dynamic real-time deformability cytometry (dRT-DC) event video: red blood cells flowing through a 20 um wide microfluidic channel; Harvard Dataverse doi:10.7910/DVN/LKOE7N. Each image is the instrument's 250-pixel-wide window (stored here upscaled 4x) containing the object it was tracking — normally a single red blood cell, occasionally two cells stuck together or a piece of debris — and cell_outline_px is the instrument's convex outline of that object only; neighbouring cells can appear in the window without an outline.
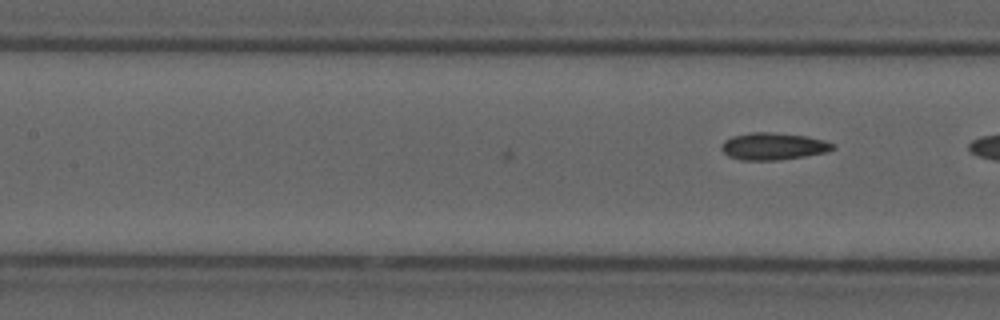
{"species": "common noctule bat (a hibernating species)", "species_latin": "Nyctalus noctula", "temperature_condition": "cold", "stored_images_in_passage": 8, "camera_frame_rate_fps": 3000, "um_per_image_px": 0.085, "animal": {"sex": "male", "forearm_length_mm": 52.5}, "frame": {"image": 1, "passage_image": 8, "time_ms": 2.333, "image_size_px": [1000, 320], "cell_outline_px": [[836, 148], [828, 152], [780, 160], [740, 160], [728, 156], [720, 148], [720, 144], [724, 140], [732, 136], [752, 132], [772, 132], [808, 136], [824, 140], [836, 144]], "centroid_in_image_um": [65.74, 12.43], "position_along_channel_um": 141.7, "area_um2": 17.86}}